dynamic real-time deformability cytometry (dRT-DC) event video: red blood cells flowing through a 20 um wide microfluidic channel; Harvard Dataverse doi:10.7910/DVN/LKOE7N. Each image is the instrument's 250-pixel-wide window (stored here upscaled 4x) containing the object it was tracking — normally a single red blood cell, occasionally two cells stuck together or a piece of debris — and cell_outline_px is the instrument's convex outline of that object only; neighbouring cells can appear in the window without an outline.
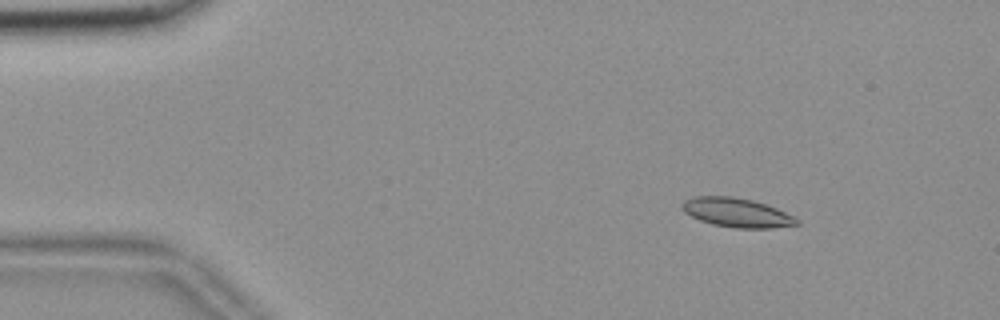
{"species": "common noctule bat (a hibernating species)", "species_latin": "Nyctalus noctula", "temperature_condition": "room temperature", "stored_images_in_passage": 56, "camera_frame_rate_fps": 3000, "um_per_image_px": 0.085, "animal": {"sex": "female", "body_mass_g": 18.4}, "frame": {"image": 1, "passage_image": 8, "time_ms": 2.333, "image_size_px": [1000, 320], "cell_outline_px": [[800, 224], [772, 228], [736, 228], [712, 224], [700, 220], [684, 212], [680, 208], [680, 204], [684, 200], [692, 196], [732, 196], [752, 200], [776, 208], [800, 220]], "centroid_in_image_um": [62.58, 18.06], "position_along_channel_um": 22.4, "area_um2": 19.48}}
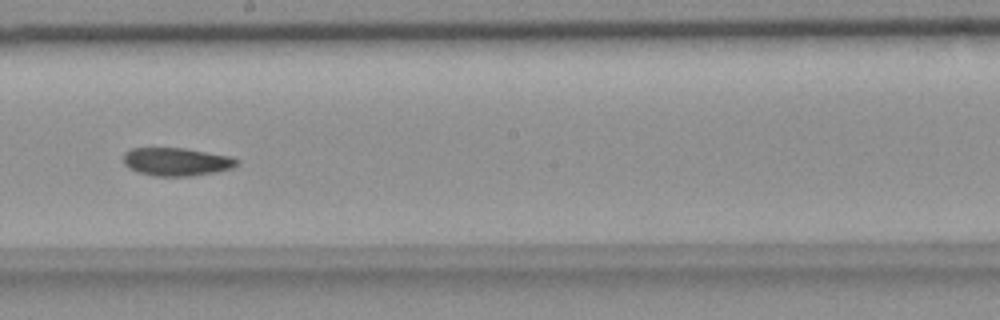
{"frame": {"image": 2, "passage_image": 32, "time_ms": 10.333, "image_size_px": [1000, 320], "cell_outline_px": [[240, 160], [232, 168], [216, 172], [192, 176], [152, 176], [140, 172], [124, 164], [124, 152], [132, 148], [184, 148], [232, 156]], "centroid_in_image_um": [15.04, 13.74], "position_along_channel_um": 233.2, "area_um2": 18.55}}
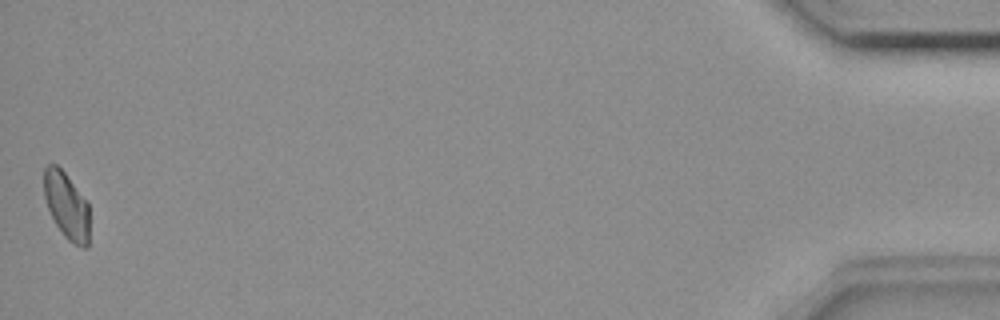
{"frame": {"image": 3, "passage_image": 56, "time_ms": 18.333, "image_size_px": [1000, 320], "cell_outline_px": [[88, 248], [84, 248], [68, 240], [64, 236], [56, 224], [48, 208], [44, 196], [44, 168], [48, 164], [56, 164], [64, 172], [88, 204]], "centroid_in_image_um": [5.64, 17.48], "position_along_channel_um": 429.6, "area_um2": 17.28}, "authors_computed_cell_mechanics": {"area_um2": 18.785, "velocity_mm_per_s": 3.6425, "shape_relaxation_time_tau1_ms": 4.4445, "shape_relaxation_time_tau2_ms": 4.714, "deformation_change_tau1": 0.1, "deformation_change_tau2": 0.0905}}